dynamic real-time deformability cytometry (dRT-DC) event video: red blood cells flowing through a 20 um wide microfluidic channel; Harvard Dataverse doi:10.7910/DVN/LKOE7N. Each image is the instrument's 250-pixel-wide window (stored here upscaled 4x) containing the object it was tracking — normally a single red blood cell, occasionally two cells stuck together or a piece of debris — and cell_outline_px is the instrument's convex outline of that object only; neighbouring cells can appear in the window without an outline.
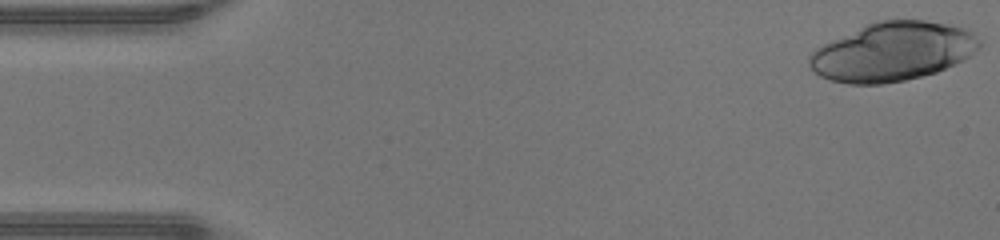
{"species": "human", "species_latin": "Homo sapiens", "temperature_condition": "warm", "stored_images_in_passage": 46, "camera_frame_rate_fps": 3000, "um_per_image_px": 0.085, "donor": {"sex": "male"}, "frame": {"image": 1, "passage_image": 1, "time_ms": 0.0, "image_size_px": [1000, 240], "cell_outline_px": [[980, 48], [968, 56], [936, 72], [904, 80], [880, 84], [848, 84], [832, 80], [820, 76], [808, 64], [808, 56], [816, 48], [864, 24], [876, 20], [924, 20], [948, 24], [964, 28], [972, 32], [980, 40]], "centroid_in_image_um": [75.85, 4.38], "position_along_channel_um": 9.2, "area_um2": 57.86}}